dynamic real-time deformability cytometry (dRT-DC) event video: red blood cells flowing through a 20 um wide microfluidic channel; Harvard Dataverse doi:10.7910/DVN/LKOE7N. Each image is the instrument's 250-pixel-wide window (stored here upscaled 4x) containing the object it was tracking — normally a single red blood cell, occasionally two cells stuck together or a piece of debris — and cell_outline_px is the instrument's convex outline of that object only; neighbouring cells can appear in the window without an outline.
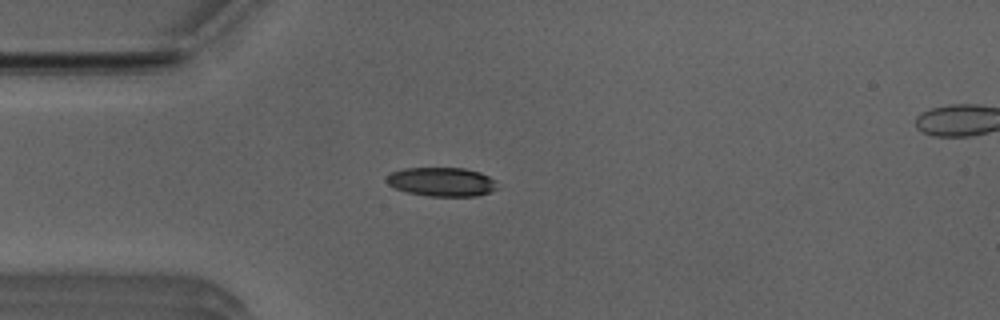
{"species": "Egyptian fruit bat (a non-hibernating species)", "species_latin": "Rousettus aegyptiacus", "temperature_condition": "room temperature", "stored_images_in_passage": 50, "segment_of_instrument_passage": [1, 2], "camera_frame_rate_fps": 3000, "um_per_image_px": 0.085, "animal": {"sex": "male"}, "frame": {"image": 1, "passage_image": 11, "time_ms": 3.333, "image_size_px": [1000, 320], "cell_outline_px": [[500, 188], [476, 196], [428, 196], [408, 192], [396, 188], [388, 184], [384, 180], [392, 172], [404, 168], [464, 168], [480, 172], [488, 176]], "centroid_in_image_um": [37.54, 15.45], "position_along_channel_um": 47.5, "area_um2": 18.55}}
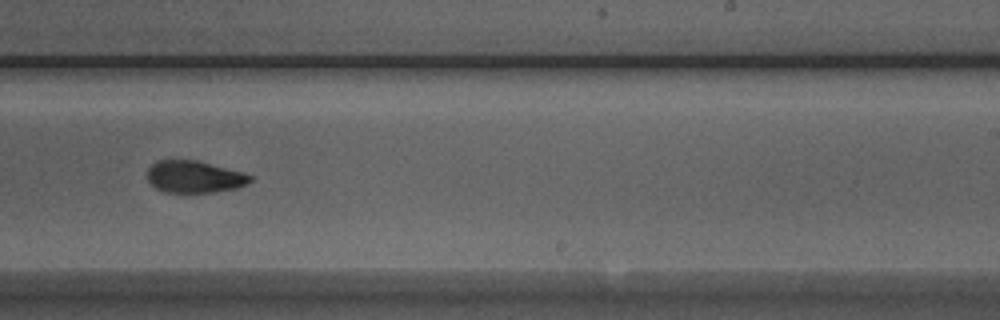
{"frame": {"image": 2, "passage_image": 29, "time_ms": 9.333, "image_size_px": [1000, 320], "cell_outline_px": [[252, 180], [236, 188], [212, 192], [164, 192], [156, 188], [148, 180], [148, 168], [156, 160], [196, 160], [244, 172], [252, 176]], "centroid_in_image_um": [16.51, 15.01], "position_along_channel_um": 272.5, "area_um2": 19.07}}
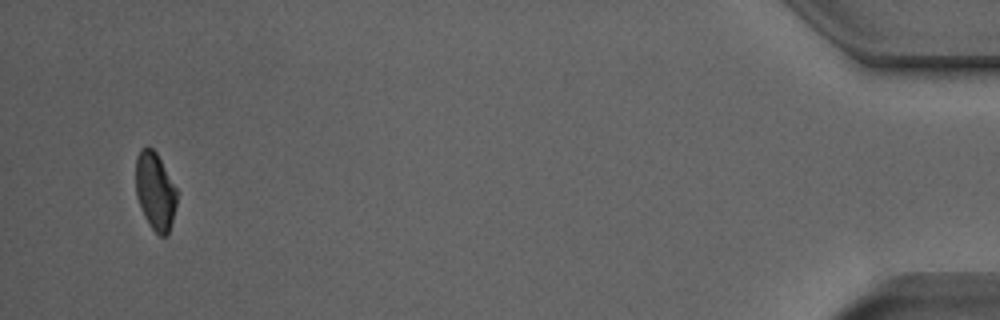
{"frame": {"image": 3, "passage_image": 47, "time_ms": 15.333, "image_size_px": [1000, 320], "cell_outline_px": [[176, 204], [168, 236], [160, 236], [152, 228], [144, 216], [136, 196], [136, 156], [140, 148], [148, 144], [156, 152], [176, 188]], "centroid_in_image_um": [13.17, 16.22], "position_along_channel_um": 422.0, "area_um2": 18.55}}